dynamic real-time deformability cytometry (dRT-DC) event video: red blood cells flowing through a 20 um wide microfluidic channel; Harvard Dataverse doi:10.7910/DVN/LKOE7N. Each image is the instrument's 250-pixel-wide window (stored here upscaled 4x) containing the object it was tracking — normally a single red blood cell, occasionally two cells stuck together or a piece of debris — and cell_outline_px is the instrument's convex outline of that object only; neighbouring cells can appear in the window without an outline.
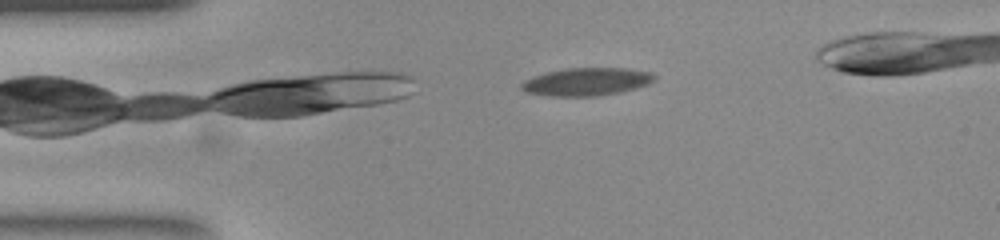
{"species": "common noctule bat (a hibernating species)", "species_latin": "Nyctalus noctula", "temperature_condition": "room temperature", "stored_images_in_passage": 6, "camera_frame_rate_fps": 3000, "um_per_image_px": 0.085, "animal": {"sex": "female", "body_mass_g": 23.0, "forearm_length_mm": 53.4}, "frame": {"image": 1, "passage_image": 3, "time_ms": 0.667, "image_size_px": [1000, 240], "cell_outline_px": [[656, 76], [652, 80], [644, 84], [620, 92], [596, 96], [552, 96], [528, 92], [520, 88], [520, 84], [524, 80], [548, 72], [568, 68], [624, 68], [648, 72]], "centroid_in_image_um": [49.8, 6.95], "position_along_channel_um": 35.2, "area_um2": 20.98}}